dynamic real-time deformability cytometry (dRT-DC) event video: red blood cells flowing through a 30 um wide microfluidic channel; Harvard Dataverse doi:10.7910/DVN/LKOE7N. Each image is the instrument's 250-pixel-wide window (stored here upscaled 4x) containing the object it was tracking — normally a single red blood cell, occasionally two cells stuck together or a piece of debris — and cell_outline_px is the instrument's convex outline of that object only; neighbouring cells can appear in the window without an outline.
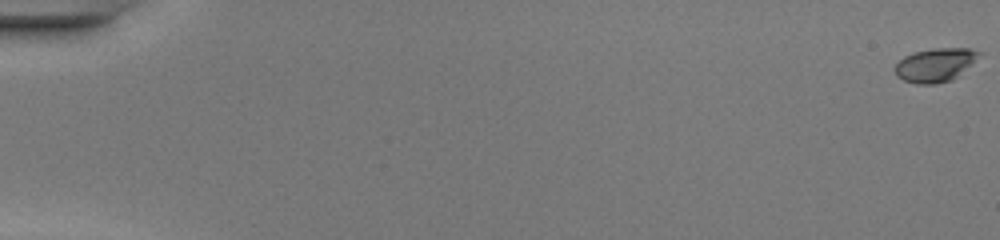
{"species": "common noctule bat (a hibernating species)", "species_latin": "Nyctalus noctula", "temperature_condition": "warm", "stored_images_in_passage": 50, "camera_frame_rate_fps": 3000, "um_per_image_px": 0.085, "animal": {"sex": "female", "body_mass_g": 20.0, "forearm_length_mm": 54.0}, "frame": {"image": 1, "passage_image": 1, "time_ms": 0.0, "image_size_px": [1000, 240], "cell_outline_px": [[984, 52], [952, 80], [936, 84], [916, 84], [904, 80], [896, 76], [896, 64], [904, 56], [912, 52], [932, 48], [968, 48]], "centroid_in_image_um": [79.49, 5.51], "position_along_channel_um": 5.5, "area_um2": 16.42}}
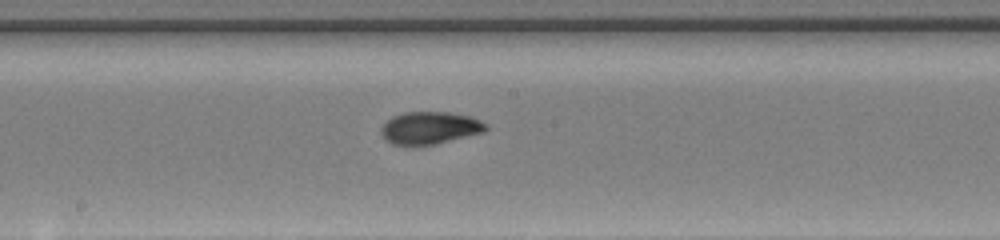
{"frame": {"image": 2, "passage_image": 29, "time_ms": 9.333, "image_size_px": [1000, 240], "cell_outline_px": [[488, 128], [484, 132], [436, 144], [392, 144], [384, 140], [380, 132], [380, 128], [392, 116], [404, 112], [448, 112], [472, 116], [488, 124]], "centroid_in_image_um": [36.55, 10.86], "position_along_channel_um": 211.6, "area_um2": 19.83}}
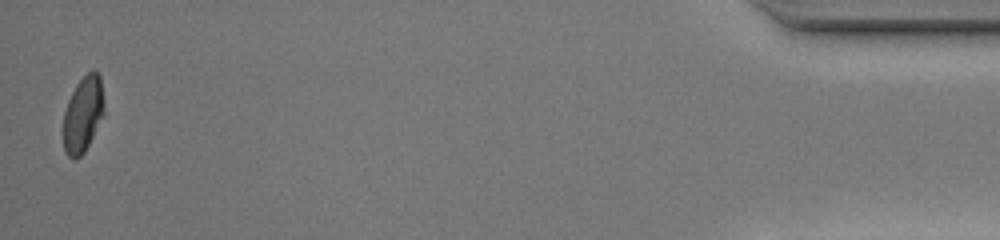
{"frame": {"image": 3, "passage_image": 50, "time_ms": 16.333, "image_size_px": [1000, 240], "cell_outline_px": [[104, 116], [84, 152], [76, 160], [72, 160], [64, 152], [60, 132], [64, 112], [68, 100], [76, 84], [92, 68], [100, 76], [104, 100]], "centroid_in_image_um": [7.01, 9.77], "position_along_channel_um": 428.2, "area_um2": 18.73}, "authors_computed_cell_mechanics": {"area_um2": 19.1029, "velocity_mm_per_s": 4.2955, "shape_relaxation_time_tau1_ms": 4.5739, "shape_relaxation_time_tau2_ms": 1.2353, "deformation_change_tau1": 0.195, "deformation_change_tau2": 0.054}}